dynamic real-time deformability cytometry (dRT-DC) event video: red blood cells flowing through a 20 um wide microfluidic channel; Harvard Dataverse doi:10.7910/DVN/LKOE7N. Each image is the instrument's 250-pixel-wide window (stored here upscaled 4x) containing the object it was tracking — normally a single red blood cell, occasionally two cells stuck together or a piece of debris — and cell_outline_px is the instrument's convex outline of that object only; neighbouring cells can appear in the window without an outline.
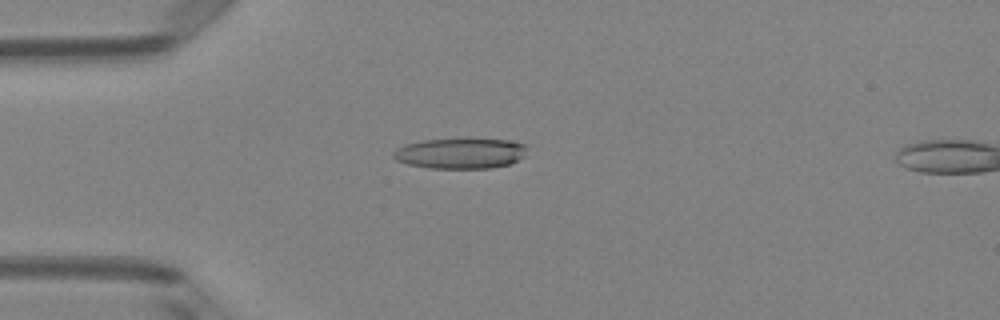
{"species": "Egyptian fruit bat (a non-hibernating species)", "species_latin": "Rousettus aegyptiacus", "temperature_condition": "room temperature", "stored_images_in_passage": 15, "camera_frame_rate_fps": 3000, "um_per_image_px": 0.085, "animal": {"sex": "female"}, "frame": {"image": 1, "passage_image": 13, "time_ms": 4.0, "image_size_px": [1000, 320], "cell_outline_px": [[528, 148], [524, 156], [508, 164], [492, 168], [428, 168], [408, 164], [396, 160], [392, 156], [392, 152], [396, 148], [420, 140], [512, 140], [528, 144]], "centroid_in_image_um": [39.15, 13.04], "position_along_channel_um": 45.9, "area_um2": 23.58}}